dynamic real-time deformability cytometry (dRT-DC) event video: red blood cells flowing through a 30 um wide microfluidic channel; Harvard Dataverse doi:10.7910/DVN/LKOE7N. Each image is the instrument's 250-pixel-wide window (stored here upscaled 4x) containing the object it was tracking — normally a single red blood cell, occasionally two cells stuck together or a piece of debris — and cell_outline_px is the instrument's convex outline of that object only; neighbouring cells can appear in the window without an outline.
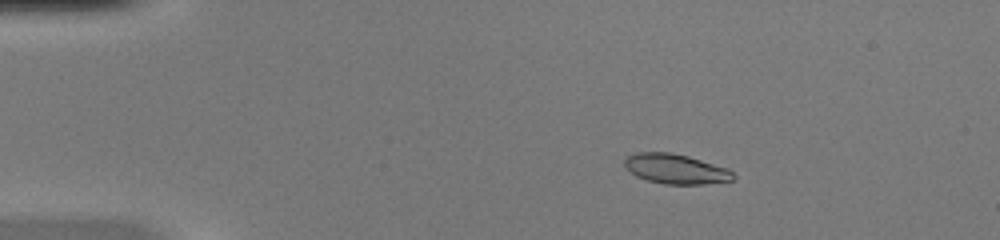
{"species": "common noctule bat (a hibernating species)", "species_latin": "Nyctalus noctula", "temperature_condition": "warm", "stored_images_in_passage": 51, "camera_frame_rate_fps": 3000, "um_per_image_px": 0.085, "animal": {"sex": "female", "body_mass_g": 20.0, "forearm_length_mm": 54.0}, "frame": {"image": 1, "passage_image": 9, "time_ms": 2.667, "image_size_px": [1000, 240], "cell_outline_px": [[736, 176], [732, 180], [704, 184], [664, 184], [648, 180], [636, 176], [624, 164], [624, 160], [628, 156], [636, 152], [668, 152], [688, 156], [728, 168]], "centroid_in_image_um": [57.45, 14.35], "position_along_channel_um": 27.5, "area_um2": 18.73}}
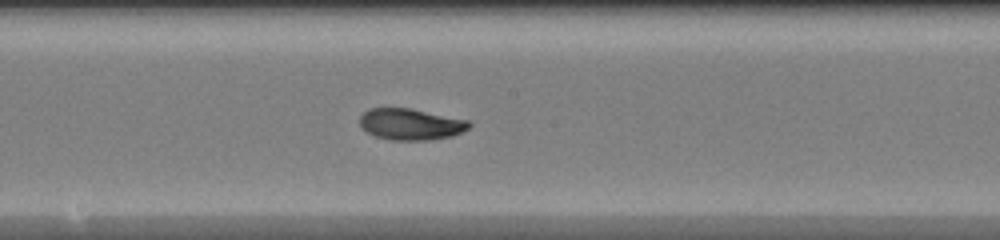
{"frame": {"image": 2, "passage_image": 28, "time_ms": 9.0, "image_size_px": [1000, 240], "cell_outline_px": [[472, 124], [468, 128], [452, 136], [428, 140], [388, 140], [376, 136], [368, 132], [360, 124], [360, 116], [368, 108], [412, 108], [468, 120]], "centroid_in_image_um": [34.91, 10.55], "position_along_channel_um": 213.3, "area_um2": 19.94}}
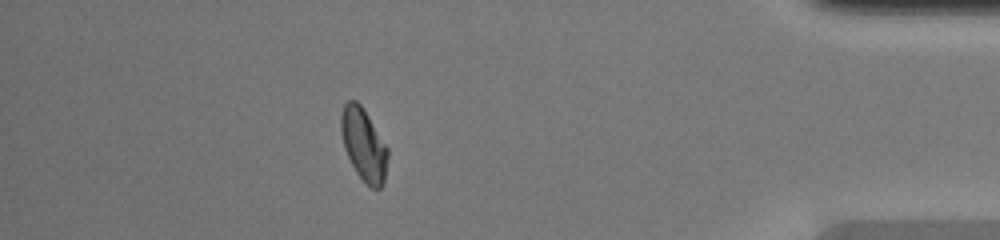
{"frame": {"image": 3, "passage_image": 45, "time_ms": 14.667, "image_size_px": [1000, 240], "cell_outline_px": [[388, 156], [384, 184], [380, 188], [372, 188], [356, 172], [344, 148], [340, 132], [340, 116], [344, 104], [348, 100], [356, 100], [360, 104], [388, 148]], "centroid_in_image_um": [30.9, 12.28], "position_along_channel_um": 404.3, "area_um2": 19.54}, "authors_computed_cell_mechanics": {"area_um2": 19.5364, "velocity_mm_per_s": 4.1186, "shape_relaxation_time_tau1_ms": 3.8837, "shape_relaxation_time_tau2_ms": 1.4352, "deformation_change_tau1": 0.1958, "deformation_change_tau2": 0.0641}}